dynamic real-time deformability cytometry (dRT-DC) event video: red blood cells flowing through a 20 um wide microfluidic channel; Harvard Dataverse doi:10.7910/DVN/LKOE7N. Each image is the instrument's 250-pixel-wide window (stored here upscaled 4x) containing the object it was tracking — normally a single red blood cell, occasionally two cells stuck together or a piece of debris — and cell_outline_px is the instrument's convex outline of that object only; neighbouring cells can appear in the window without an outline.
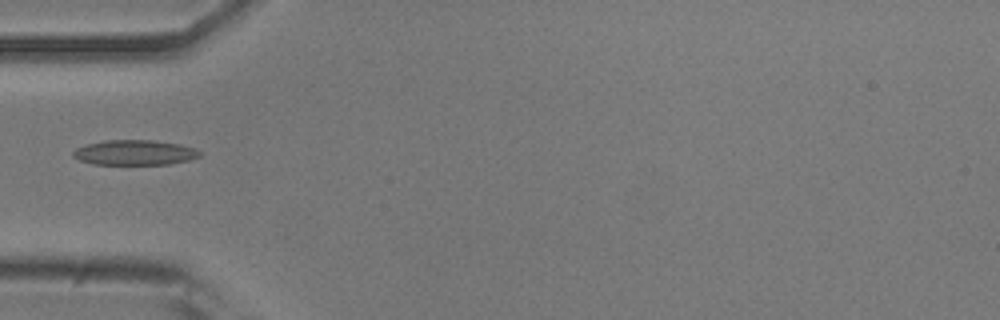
{"species": "common noctule bat (a hibernating species)", "species_latin": "Nyctalus noctula", "temperature_condition": "room temperature", "stored_images_in_passage": 38, "camera_frame_rate_fps": 3000, "um_per_image_px": 0.085, "animal": {"sex": "male", "body_mass_g": 20.5, "forearm_length_mm": 52.5}, "frame": {"image": 1, "passage_image": 1, "time_ms": 0.0, "image_size_px": [1000, 320], "cell_outline_px": [[200, 156], [188, 160], [168, 164], [92, 164], [80, 160], [72, 156], [72, 152], [76, 148], [84, 144], [104, 140], [152, 140], [180, 144], [196, 148], [200, 152]], "centroid_in_image_um": [11.41, 12.96], "position_along_channel_um": 73.6, "area_um2": 18.55}}
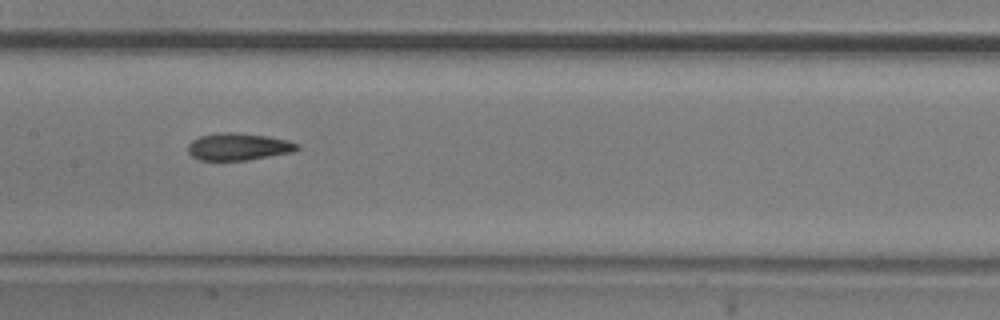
{"frame": {"image": 2, "passage_image": 10, "time_ms": 3.0, "image_size_px": [1000, 320], "cell_outline_px": [[300, 148], [292, 152], [248, 160], [200, 160], [192, 156], [188, 152], [188, 144], [192, 140], [200, 136], [216, 132], [236, 132], [268, 136], [288, 140], [300, 144]], "centroid_in_image_um": [20.27, 12.46], "position_along_channel_um": 187.1, "area_um2": 17.46}}
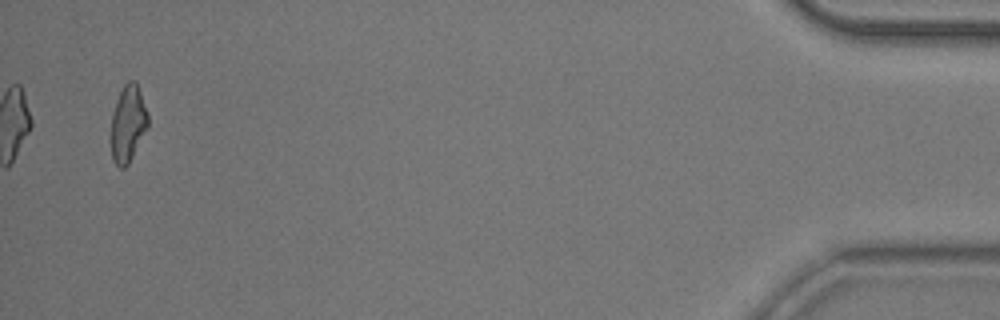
{"frame": {"image": 3, "passage_image": 36, "time_ms": 11.667, "image_size_px": [1000, 320], "cell_outline_px": [[148, 128], [128, 164], [124, 168], [120, 168], [112, 160], [112, 112], [116, 100], [124, 84], [128, 80], [136, 80], [148, 112]], "centroid_in_image_um": [10.9, 10.48], "position_along_channel_um": 424.3, "area_um2": 16.53}}